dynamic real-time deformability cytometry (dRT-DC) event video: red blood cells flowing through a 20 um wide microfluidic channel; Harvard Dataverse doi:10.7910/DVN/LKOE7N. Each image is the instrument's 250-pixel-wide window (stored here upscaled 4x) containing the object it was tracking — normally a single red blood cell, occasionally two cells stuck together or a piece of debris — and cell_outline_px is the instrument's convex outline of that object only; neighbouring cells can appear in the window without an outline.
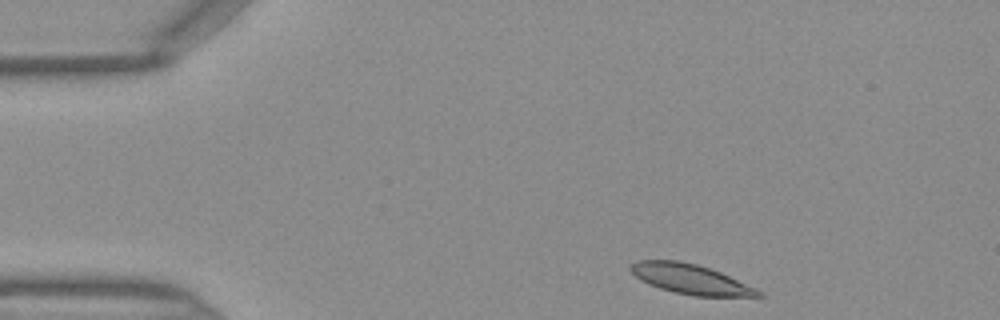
{"species": "Egyptian fruit bat (a non-hibernating species)", "species_latin": "Rousettus aegyptiacus", "temperature_condition": "warm", "stored_images_in_passage": 34, "camera_frame_rate_fps": 3000, "um_per_image_px": 0.085, "frame": {"image": 1, "passage_image": 1, "time_ms": 0.0, "image_size_px": [1000, 320], "cell_outline_px": [[764, 296], [692, 296], [660, 288], [648, 284], [640, 280], [628, 268], [628, 264], [636, 260], [676, 260], [696, 264], [720, 272], [756, 288], [764, 292]], "centroid_in_image_um": [58.66, 23.72], "position_along_channel_um": 26.3, "area_um2": 22.14}}
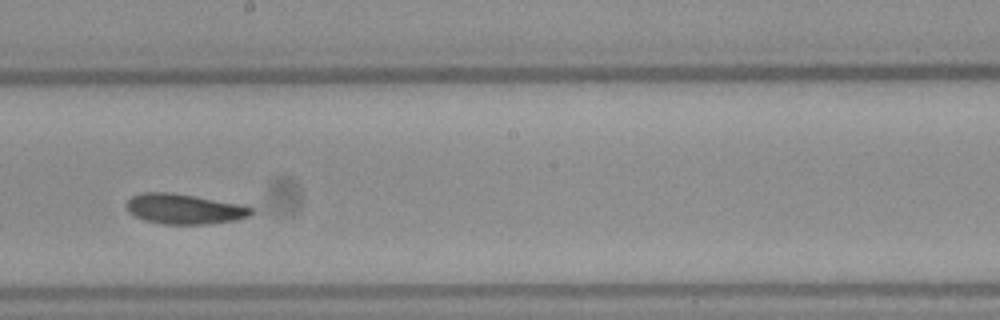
{"frame": {"image": 2, "passage_image": 20, "time_ms": 6.333, "image_size_px": [1000, 320], "cell_outline_px": [[252, 212], [248, 216], [236, 220], [208, 224], [164, 224], [144, 220], [128, 212], [124, 204], [132, 196], [140, 192], [172, 192], [196, 196], [240, 204], [252, 208]], "centroid_in_image_um": [15.61, 17.75], "position_along_channel_um": 232.6, "area_um2": 22.02}}
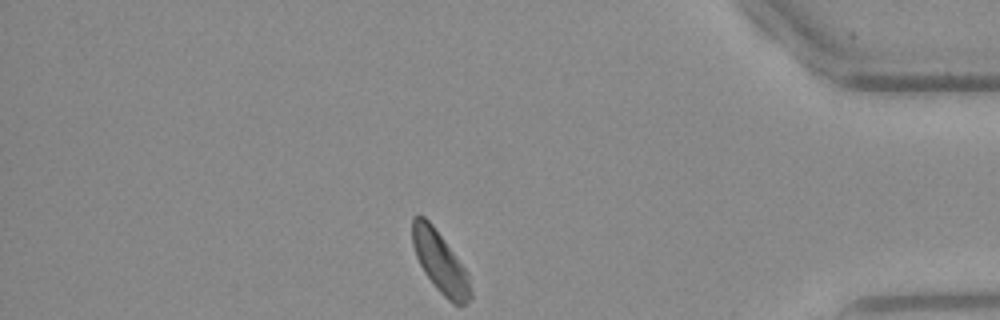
{"frame": {"image": 3, "passage_image": 34, "time_ms": 11.0, "image_size_px": [1000, 320], "cell_outline_px": [[472, 300], [464, 304], [452, 304], [436, 288], [424, 272], [416, 256], [412, 244], [412, 216], [424, 216], [432, 224], [468, 272], [472, 292]], "centroid_in_image_um": [37.42, 22.31], "position_along_channel_um": 397.8, "area_um2": 20.69}}